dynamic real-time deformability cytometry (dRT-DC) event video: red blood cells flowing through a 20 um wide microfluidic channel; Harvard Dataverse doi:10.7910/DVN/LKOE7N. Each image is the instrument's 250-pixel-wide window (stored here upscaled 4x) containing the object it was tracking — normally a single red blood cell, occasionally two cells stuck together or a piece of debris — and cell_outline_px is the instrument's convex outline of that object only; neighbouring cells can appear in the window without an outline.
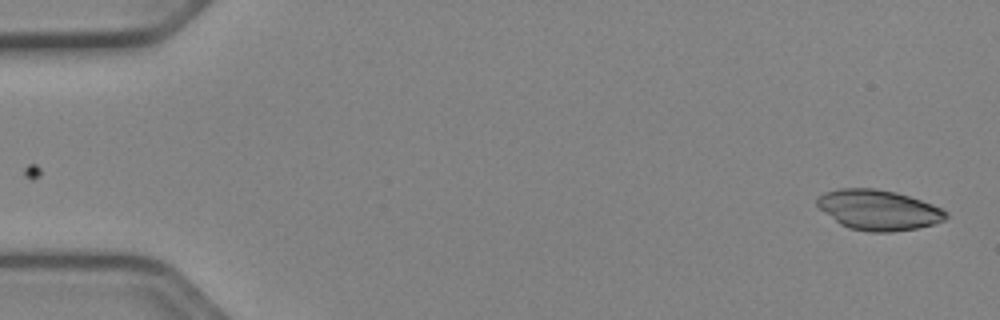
{"species": "Egyptian fruit bat (a non-hibernating species)", "species_latin": "Rousettus aegyptiacus", "temperature_condition": "cold", "stored_images_in_passage": 13, "camera_frame_rate_fps": 3000, "um_per_image_px": 0.085, "animal": {"sex": "female"}, "frame": {"image": 1, "passage_image": 1, "time_ms": 0.0, "image_size_px": [1000, 320], "cell_outline_px": [[948, 216], [944, 220], [936, 224], [916, 228], [892, 232], [868, 232], [848, 228], [840, 224], [820, 208], [816, 204], [816, 200], [824, 192], [840, 188], [876, 188], [896, 192], [932, 204], [948, 212]], "centroid_in_image_um": [74.68, 17.85], "position_along_channel_um": 10.3, "area_um2": 30.17}}
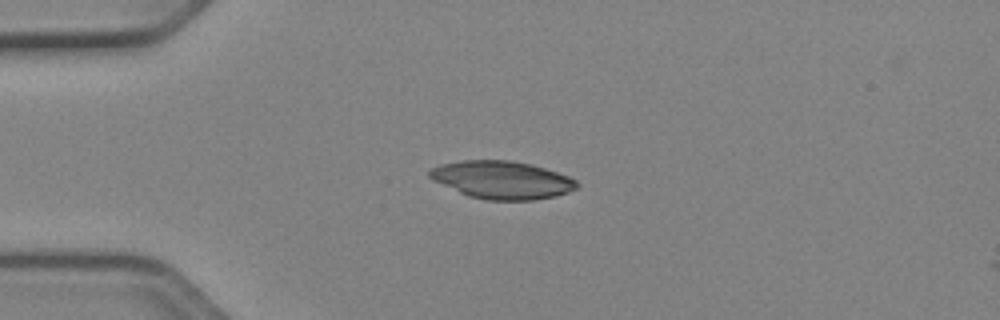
{"frame": {"image": 2, "passage_image": 12, "time_ms": 3.667, "image_size_px": [1000, 320], "cell_outline_px": [[580, 184], [576, 188], [568, 192], [556, 196], [532, 200], [488, 200], [468, 196], [432, 180], [428, 176], [428, 172], [432, 168], [440, 164], [460, 160], [508, 160], [532, 164], [568, 176], [576, 180]], "centroid_in_image_um": [42.65, 15.29], "position_along_channel_um": 42.3, "area_um2": 32.48}}